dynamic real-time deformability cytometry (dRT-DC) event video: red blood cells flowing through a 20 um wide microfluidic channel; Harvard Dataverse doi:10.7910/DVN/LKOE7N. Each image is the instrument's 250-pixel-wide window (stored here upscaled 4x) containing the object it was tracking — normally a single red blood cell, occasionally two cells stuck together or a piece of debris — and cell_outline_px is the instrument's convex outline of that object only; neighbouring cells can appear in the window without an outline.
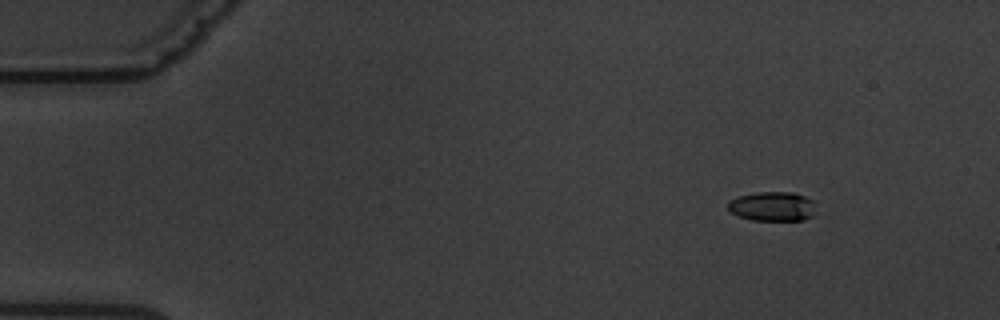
{"species": "common noctule bat (a hibernating species)", "species_latin": "Nyctalus noctula", "temperature_condition": "warm", "stored_images_in_passage": 5, "camera_frame_rate_fps": 3000, "um_per_image_px": 0.085, "animal": {"sex": "male", "body_mass_g": 19.5, "forearm_length_mm": 54.6}, "frame": {"image": 1, "passage_image": 2, "time_ms": 2.0, "image_size_px": [1000, 320], "cell_outline_px": [[812, 216], [804, 220], [752, 220], [740, 216], [732, 212], [728, 208], [728, 200], [736, 196], [756, 192], [792, 192], [804, 196], [812, 200]], "centroid_in_image_um": [65.6, 17.53], "position_along_channel_um": 19.4, "area_um2": 14.91}}
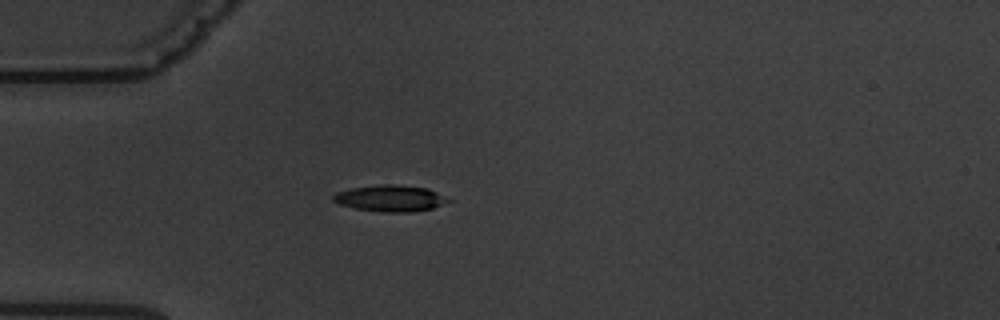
{"frame": {"image": 2, "passage_image": 5, "time_ms": 5.333, "image_size_px": [1000, 320], "cell_outline_px": [[452, 200], [432, 208], [412, 212], [384, 212], [356, 208], [340, 204], [332, 200], [332, 196], [336, 192], [352, 188], [380, 184], [392, 184], [428, 188]], "centroid_in_image_um": [33.17, 16.85], "position_along_channel_um": 51.8, "area_um2": 17.51}}